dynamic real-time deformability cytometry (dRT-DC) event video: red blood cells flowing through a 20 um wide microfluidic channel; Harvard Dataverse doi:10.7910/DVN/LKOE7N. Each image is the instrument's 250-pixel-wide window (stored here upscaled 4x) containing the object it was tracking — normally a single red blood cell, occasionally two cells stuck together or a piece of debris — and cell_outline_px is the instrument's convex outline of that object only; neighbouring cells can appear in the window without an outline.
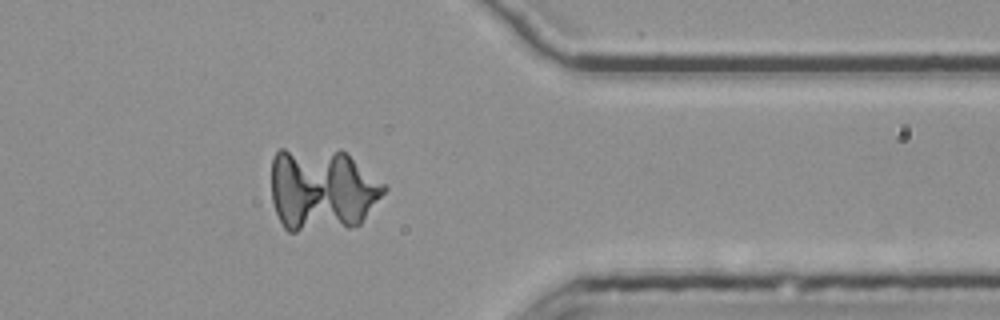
{"species": "common noctule bat (a hibernating species)", "species_latin": "Nyctalus noctula", "temperature_condition": "room temperature", "stored_images_in_passage": 41, "camera_frame_rate_fps": 3000, "um_per_image_px": 0.085, "animal": {"sex": "female", "body_mass_g": 25.1}, "frame": {"image": 1, "passage_image": 31, "time_ms": 10.0, "image_size_px": [1000, 320], "cell_outline_px": [[388, 188], [360, 224], [352, 228], [296, 232], [288, 232], [284, 228], [276, 212], [272, 200], [272, 156], [280, 148], [340, 148], [384, 184]], "centroid_in_image_um": [27.35, 16.1], "position_along_channel_um": 384.0, "area_um2": 55.43}}
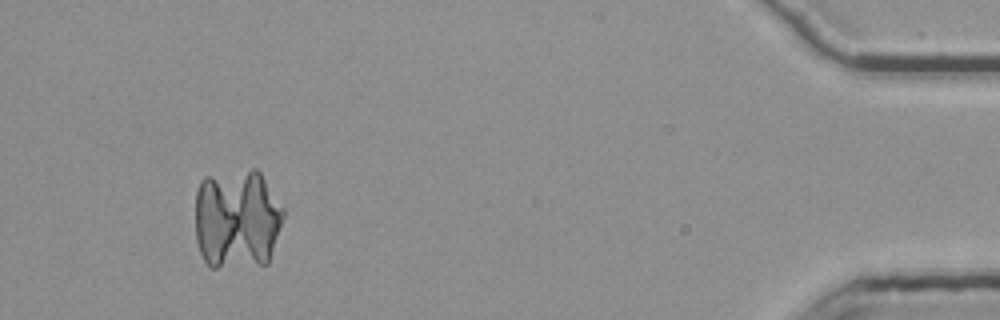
{"frame": {"image": 2, "passage_image": 38, "time_ms": 12.333, "image_size_px": [1000, 320], "cell_outline_px": [[284, 216], [268, 264], [216, 268], [208, 268], [200, 252], [196, 240], [196, 192], [200, 180], [204, 176], [252, 168], [256, 168], [260, 172], [284, 208]], "centroid_in_image_um": [20.14, 18.62], "position_along_channel_um": 415.1, "area_um2": 52.42}}